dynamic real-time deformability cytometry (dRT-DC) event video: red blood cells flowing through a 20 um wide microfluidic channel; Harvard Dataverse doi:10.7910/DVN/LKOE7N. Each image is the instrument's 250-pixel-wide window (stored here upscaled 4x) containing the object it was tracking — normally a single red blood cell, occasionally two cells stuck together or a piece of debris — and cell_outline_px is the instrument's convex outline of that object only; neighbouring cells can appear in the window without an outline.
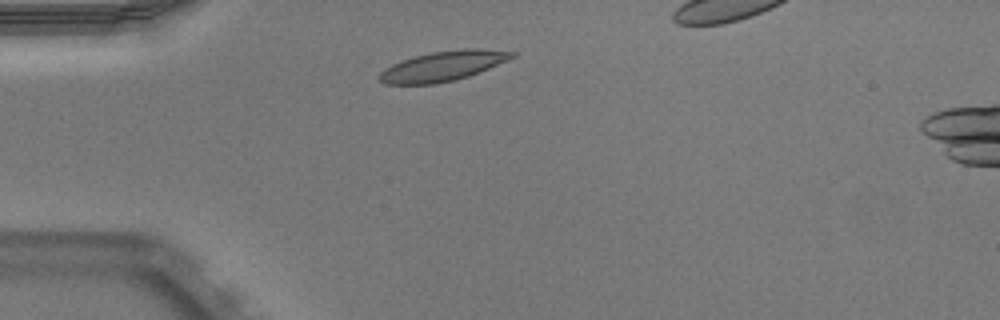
{"species": "Egyptian fruit bat (a non-hibernating species)", "species_latin": "Rousettus aegyptiacus", "temperature_condition": "warm", "stored_images_in_passage": 34, "camera_frame_rate_fps": 3000, "um_per_image_px": 0.085, "animal": {"sex": "male"}, "frame": {"image": 1, "passage_image": 1, "time_ms": 0.0, "image_size_px": [1000, 320], "cell_outline_px": [[516, 56], [488, 68], [468, 76], [436, 84], [384, 84], [376, 76], [384, 68], [392, 64], [416, 56], [432, 52], [464, 48], [480, 48], [516, 52]], "centroid_in_image_um": [37.62, 5.61], "position_along_channel_um": 47.4, "area_um2": 22.89}}
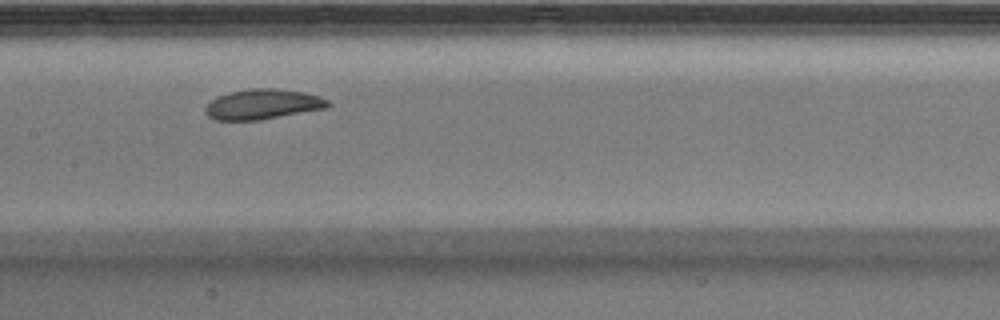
{"frame": {"image": 2, "passage_image": 13, "time_ms": 4.0, "image_size_px": [1000, 320], "cell_outline_px": [[332, 104], [328, 108], [260, 120], [216, 120], [208, 116], [204, 112], [204, 108], [216, 96], [232, 92], [252, 88], [276, 88], [304, 92], [320, 96], [328, 100]], "centroid_in_image_um": [22.36, 8.86], "position_along_channel_um": 185.0, "area_um2": 21.68}}
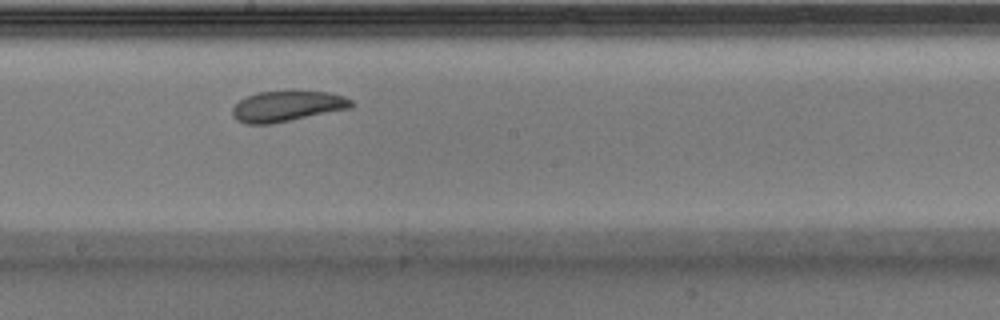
{"frame": {"image": 3, "passage_image": 16, "time_ms": 5.0, "image_size_px": [1000, 320], "cell_outline_px": [[352, 108], [272, 124], [248, 124], [236, 120], [232, 116], [232, 108], [240, 100], [248, 96], [260, 92], [288, 88], [292, 88], [328, 92], [344, 96], [352, 100]], "centroid_in_image_um": [24.43, 8.98], "position_along_channel_um": 223.8, "area_um2": 22.02}}